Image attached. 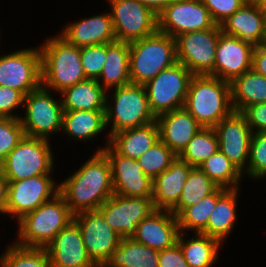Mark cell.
Wrapping results in <instances>:
<instances>
[{
    "label": "cell",
    "mask_w": 266,
    "mask_h": 267,
    "mask_svg": "<svg viewBox=\"0 0 266 267\" xmlns=\"http://www.w3.org/2000/svg\"><path fill=\"white\" fill-rule=\"evenodd\" d=\"M82 164L65 180L59 181V193L74 215L98 210L114 194L111 166L102 152H93Z\"/></svg>",
    "instance_id": "6da1fadb"
},
{
    "label": "cell",
    "mask_w": 266,
    "mask_h": 267,
    "mask_svg": "<svg viewBox=\"0 0 266 267\" xmlns=\"http://www.w3.org/2000/svg\"><path fill=\"white\" fill-rule=\"evenodd\" d=\"M40 43L42 86L59 96L64 89L86 78L80 48L59 34Z\"/></svg>",
    "instance_id": "7a4b0ae2"
},
{
    "label": "cell",
    "mask_w": 266,
    "mask_h": 267,
    "mask_svg": "<svg viewBox=\"0 0 266 267\" xmlns=\"http://www.w3.org/2000/svg\"><path fill=\"white\" fill-rule=\"evenodd\" d=\"M110 91V92H109ZM107 91L106 93V127L108 139L95 152H102L109 144L110 136L123 130L141 127L156 121L151 112L146 90L143 85L128 84ZM111 95V96H110Z\"/></svg>",
    "instance_id": "3957f363"
},
{
    "label": "cell",
    "mask_w": 266,
    "mask_h": 267,
    "mask_svg": "<svg viewBox=\"0 0 266 267\" xmlns=\"http://www.w3.org/2000/svg\"><path fill=\"white\" fill-rule=\"evenodd\" d=\"M184 108L203 127H215L234 111L230 82L211 75H193Z\"/></svg>",
    "instance_id": "277c9868"
},
{
    "label": "cell",
    "mask_w": 266,
    "mask_h": 267,
    "mask_svg": "<svg viewBox=\"0 0 266 267\" xmlns=\"http://www.w3.org/2000/svg\"><path fill=\"white\" fill-rule=\"evenodd\" d=\"M73 220L74 214L59 193L17 221L14 243L22 247L45 248Z\"/></svg>",
    "instance_id": "5b68a950"
},
{
    "label": "cell",
    "mask_w": 266,
    "mask_h": 267,
    "mask_svg": "<svg viewBox=\"0 0 266 267\" xmlns=\"http://www.w3.org/2000/svg\"><path fill=\"white\" fill-rule=\"evenodd\" d=\"M130 80L144 85L177 62L176 39L160 31L129 43Z\"/></svg>",
    "instance_id": "8992f818"
},
{
    "label": "cell",
    "mask_w": 266,
    "mask_h": 267,
    "mask_svg": "<svg viewBox=\"0 0 266 267\" xmlns=\"http://www.w3.org/2000/svg\"><path fill=\"white\" fill-rule=\"evenodd\" d=\"M50 141L24 136L0 166L7 181H19L53 173L57 163L54 164L56 160Z\"/></svg>",
    "instance_id": "52a82bcc"
},
{
    "label": "cell",
    "mask_w": 266,
    "mask_h": 267,
    "mask_svg": "<svg viewBox=\"0 0 266 267\" xmlns=\"http://www.w3.org/2000/svg\"><path fill=\"white\" fill-rule=\"evenodd\" d=\"M52 93L41 85L24 97L21 111L25 112L19 119L25 136L50 140L53 135L61 133L62 101L61 97L56 99Z\"/></svg>",
    "instance_id": "ba28073f"
},
{
    "label": "cell",
    "mask_w": 266,
    "mask_h": 267,
    "mask_svg": "<svg viewBox=\"0 0 266 267\" xmlns=\"http://www.w3.org/2000/svg\"><path fill=\"white\" fill-rule=\"evenodd\" d=\"M192 76L183 64L176 62L143 85L155 117L184 107Z\"/></svg>",
    "instance_id": "9c48e42d"
},
{
    "label": "cell",
    "mask_w": 266,
    "mask_h": 267,
    "mask_svg": "<svg viewBox=\"0 0 266 267\" xmlns=\"http://www.w3.org/2000/svg\"><path fill=\"white\" fill-rule=\"evenodd\" d=\"M117 41L133 42L158 30V17L139 0H107Z\"/></svg>",
    "instance_id": "30bf717a"
},
{
    "label": "cell",
    "mask_w": 266,
    "mask_h": 267,
    "mask_svg": "<svg viewBox=\"0 0 266 267\" xmlns=\"http://www.w3.org/2000/svg\"><path fill=\"white\" fill-rule=\"evenodd\" d=\"M220 25L208 30L194 31L177 36V62L183 64L193 75L214 76V62Z\"/></svg>",
    "instance_id": "8fae6325"
},
{
    "label": "cell",
    "mask_w": 266,
    "mask_h": 267,
    "mask_svg": "<svg viewBox=\"0 0 266 267\" xmlns=\"http://www.w3.org/2000/svg\"><path fill=\"white\" fill-rule=\"evenodd\" d=\"M41 85L39 46L9 51V53L0 55V86L17 89L26 96Z\"/></svg>",
    "instance_id": "7c38bea8"
},
{
    "label": "cell",
    "mask_w": 266,
    "mask_h": 267,
    "mask_svg": "<svg viewBox=\"0 0 266 267\" xmlns=\"http://www.w3.org/2000/svg\"><path fill=\"white\" fill-rule=\"evenodd\" d=\"M53 174L55 173L8 181L7 216L11 215L17 222L59 194L60 183L52 178Z\"/></svg>",
    "instance_id": "4fadbf2b"
},
{
    "label": "cell",
    "mask_w": 266,
    "mask_h": 267,
    "mask_svg": "<svg viewBox=\"0 0 266 267\" xmlns=\"http://www.w3.org/2000/svg\"><path fill=\"white\" fill-rule=\"evenodd\" d=\"M157 17L158 31L173 38L217 26L201 0H175Z\"/></svg>",
    "instance_id": "5bb4252c"
},
{
    "label": "cell",
    "mask_w": 266,
    "mask_h": 267,
    "mask_svg": "<svg viewBox=\"0 0 266 267\" xmlns=\"http://www.w3.org/2000/svg\"><path fill=\"white\" fill-rule=\"evenodd\" d=\"M152 197H124L113 194L98 211L112 229L123 238H131L136 226L155 211Z\"/></svg>",
    "instance_id": "9a60e30c"
},
{
    "label": "cell",
    "mask_w": 266,
    "mask_h": 267,
    "mask_svg": "<svg viewBox=\"0 0 266 267\" xmlns=\"http://www.w3.org/2000/svg\"><path fill=\"white\" fill-rule=\"evenodd\" d=\"M74 221L80 228L89 258L97 267H103L122 238L98 210L80 212L74 215Z\"/></svg>",
    "instance_id": "2e32d148"
},
{
    "label": "cell",
    "mask_w": 266,
    "mask_h": 267,
    "mask_svg": "<svg viewBox=\"0 0 266 267\" xmlns=\"http://www.w3.org/2000/svg\"><path fill=\"white\" fill-rule=\"evenodd\" d=\"M102 153L111 166L114 194L124 197H152V179L138 160L118 154L109 144Z\"/></svg>",
    "instance_id": "e0dca14e"
},
{
    "label": "cell",
    "mask_w": 266,
    "mask_h": 267,
    "mask_svg": "<svg viewBox=\"0 0 266 267\" xmlns=\"http://www.w3.org/2000/svg\"><path fill=\"white\" fill-rule=\"evenodd\" d=\"M219 150L242 172L249 162V149L253 132L244 115L233 111L214 127Z\"/></svg>",
    "instance_id": "ac0fdd59"
},
{
    "label": "cell",
    "mask_w": 266,
    "mask_h": 267,
    "mask_svg": "<svg viewBox=\"0 0 266 267\" xmlns=\"http://www.w3.org/2000/svg\"><path fill=\"white\" fill-rule=\"evenodd\" d=\"M255 45L235 36L220 33L214 62V77L231 82L252 69Z\"/></svg>",
    "instance_id": "d6986e66"
},
{
    "label": "cell",
    "mask_w": 266,
    "mask_h": 267,
    "mask_svg": "<svg viewBox=\"0 0 266 267\" xmlns=\"http://www.w3.org/2000/svg\"><path fill=\"white\" fill-rule=\"evenodd\" d=\"M45 249L51 267H97L87 254L80 228L74 220Z\"/></svg>",
    "instance_id": "ffe728a7"
},
{
    "label": "cell",
    "mask_w": 266,
    "mask_h": 267,
    "mask_svg": "<svg viewBox=\"0 0 266 267\" xmlns=\"http://www.w3.org/2000/svg\"><path fill=\"white\" fill-rule=\"evenodd\" d=\"M69 44L79 48L116 41L113 21L109 11L66 23L58 33Z\"/></svg>",
    "instance_id": "44dd1931"
},
{
    "label": "cell",
    "mask_w": 266,
    "mask_h": 267,
    "mask_svg": "<svg viewBox=\"0 0 266 267\" xmlns=\"http://www.w3.org/2000/svg\"><path fill=\"white\" fill-rule=\"evenodd\" d=\"M177 217L170 210L156 209L136 226L134 241L155 250H163L177 243Z\"/></svg>",
    "instance_id": "7402d4cb"
},
{
    "label": "cell",
    "mask_w": 266,
    "mask_h": 267,
    "mask_svg": "<svg viewBox=\"0 0 266 267\" xmlns=\"http://www.w3.org/2000/svg\"><path fill=\"white\" fill-rule=\"evenodd\" d=\"M159 138L177 156L203 127L184 107L156 117Z\"/></svg>",
    "instance_id": "603a6c76"
},
{
    "label": "cell",
    "mask_w": 266,
    "mask_h": 267,
    "mask_svg": "<svg viewBox=\"0 0 266 267\" xmlns=\"http://www.w3.org/2000/svg\"><path fill=\"white\" fill-rule=\"evenodd\" d=\"M220 28L223 33L253 45L266 43L264 13L254 2L246 1L239 10L220 24Z\"/></svg>",
    "instance_id": "cb8c5ba5"
},
{
    "label": "cell",
    "mask_w": 266,
    "mask_h": 267,
    "mask_svg": "<svg viewBox=\"0 0 266 267\" xmlns=\"http://www.w3.org/2000/svg\"><path fill=\"white\" fill-rule=\"evenodd\" d=\"M191 168V165L177 157L168 169L152 180V199L155 209L171 211L178 204Z\"/></svg>",
    "instance_id": "d4e9b609"
},
{
    "label": "cell",
    "mask_w": 266,
    "mask_h": 267,
    "mask_svg": "<svg viewBox=\"0 0 266 267\" xmlns=\"http://www.w3.org/2000/svg\"><path fill=\"white\" fill-rule=\"evenodd\" d=\"M107 131L105 111H64L62 118V135L70 141L82 143L94 141L97 136ZM63 132V133H62Z\"/></svg>",
    "instance_id": "484cf974"
},
{
    "label": "cell",
    "mask_w": 266,
    "mask_h": 267,
    "mask_svg": "<svg viewBox=\"0 0 266 267\" xmlns=\"http://www.w3.org/2000/svg\"><path fill=\"white\" fill-rule=\"evenodd\" d=\"M107 91L97 79H85L60 92L63 111H105Z\"/></svg>",
    "instance_id": "4316f807"
},
{
    "label": "cell",
    "mask_w": 266,
    "mask_h": 267,
    "mask_svg": "<svg viewBox=\"0 0 266 267\" xmlns=\"http://www.w3.org/2000/svg\"><path fill=\"white\" fill-rule=\"evenodd\" d=\"M157 121L150 124L123 130L110 136L109 145L122 156L137 160L158 141Z\"/></svg>",
    "instance_id": "83f0119b"
},
{
    "label": "cell",
    "mask_w": 266,
    "mask_h": 267,
    "mask_svg": "<svg viewBox=\"0 0 266 267\" xmlns=\"http://www.w3.org/2000/svg\"><path fill=\"white\" fill-rule=\"evenodd\" d=\"M129 43L114 41L107 43V57L98 83L109 91L131 83Z\"/></svg>",
    "instance_id": "f1b7e54d"
},
{
    "label": "cell",
    "mask_w": 266,
    "mask_h": 267,
    "mask_svg": "<svg viewBox=\"0 0 266 267\" xmlns=\"http://www.w3.org/2000/svg\"><path fill=\"white\" fill-rule=\"evenodd\" d=\"M239 191H241L240 188L228 189L218 199L213 212L210 214L207 227L201 234L216 238L222 244L227 238H230L238 216Z\"/></svg>",
    "instance_id": "f546056e"
},
{
    "label": "cell",
    "mask_w": 266,
    "mask_h": 267,
    "mask_svg": "<svg viewBox=\"0 0 266 267\" xmlns=\"http://www.w3.org/2000/svg\"><path fill=\"white\" fill-rule=\"evenodd\" d=\"M177 243L190 267H214L223 245L218 239L208 235L194 233L189 237V233L183 232L179 233Z\"/></svg>",
    "instance_id": "4dcf8cb0"
},
{
    "label": "cell",
    "mask_w": 266,
    "mask_h": 267,
    "mask_svg": "<svg viewBox=\"0 0 266 267\" xmlns=\"http://www.w3.org/2000/svg\"><path fill=\"white\" fill-rule=\"evenodd\" d=\"M230 88L234 111L242 112L250 105L266 102V77L253 69L235 77Z\"/></svg>",
    "instance_id": "1f68e13d"
},
{
    "label": "cell",
    "mask_w": 266,
    "mask_h": 267,
    "mask_svg": "<svg viewBox=\"0 0 266 267\" xmlns=\"http://www.w3.org/2000/svg\"><path fill=\"white\" fill-rule=\"evenodd\" d=\"M159 251L123 238L103 267H158Z\"/></svg>",
    "instance_id": "d6a6232c"
},
{
    "label": "cell",
    "mask_w": 266,
    "mask_h": 267,
    "mask_svg": "<svg viewBox=\"0 0 266 267\" xmlns=\"http://www.w3.org/2000/svg\"><path fill=\"white\" fill-rule=\"evenodd\" d=\"M218 187L213 193L201 199L198 203L185 208L178 216L179 231L183 233H202L206 227L218 199L227 191ZM190 231V232H189Z\"/></svg>",
    "instance_id": "836d02e7"
},
{
    "label": "cell",
    "mask_w": 266,
    "mask_h": 267,
    "mask_svg": "<svg viewBox=\"0 0 266 267\" xmlns=\"http://www.w3.org/2000/svg\"><path fill=\"white\" fill-rule=\"evenodd\" d=\"M199 168L218 187L226 189L241 187L243 173L220 150L209 156Z\"/></svg>",
    "instance_id": "e575fe53"
},
{
    "label": "cell",
    "mask_w": 266,
    "mask_h": 267,
    "mask_svg": "<svg viewBox=\"0 0 266 267\" xmlns=\"http://www.w3.org/2000/svg\"><path fill=\"white\" fill-rule=\"evenodd\" d=\"M218 150L219 141L214 127H202L178 155V158L192 167H199Z\"/></svg>",
    "instance_id": "d590c367"
},
{
    "label": "cell",
    "mask_w": 266,
    "mask_h": 267,
    "mask_svg": "<svg viewBox=\"0 0 266 267\" xmlns=\"http://www.w3.org/2000/svg\"><path fill=\"white\" fill-rule=\"evenodd\" d=\"M218 186L199 168L192 167L178 204L171 210L177 217L185 208L213 193Z\"/></svg>",
    "instance_id": "8d00e7d4"
},
{
    "label": "cell",
    "mask_w": 266,
    "mask_h": 267,
    "mask_svg": "<svg viewBox=\"0 0 266 267\" xmlns=\"http://www.w3.org/2000/svg\"><path fill=\"white\" fill-rule=\"evenodd\" d=\"M12 241L0 255V267H51L45 248L22 247Z\"/></svg>",
    "instance_id": "74e56055"
},
{
    "label": "cell",
    "mask_w": 266,
    "mask_h": 267,
    "mask_svg": "<svg viewBox=\"0 0 266 267\" xmlns=\"http://www.w3.org/2000/svg\"><path fill=\"white\" fill-rule=\"evenodd\" d=\"M178 156L160 139L137 160L152 180L168 169Z\"/></svg>",
    "instance_id": "f35d334b"
},
{
    "label": "cell",
    "mask_w": 266,
    "mask_h": 267,
    "mask_svg": "<svg viewBox=\"0 0 266 267\" xmlns=\"http://www.w3.org/2000/svg\"><path fill=\"white\" fill-rule=\"evenodd\" d=\"M245 175L255 181L266 178V132H254L252 134L249 162L243 177Z\"/></svg>",
    "instance_id": "ab89813d"
},
{
    "label": "cell",
    "mask_w": 266,
    "mask_h": 267,
    "mask_svg": "<svg viewBox=\"0 0 266 267\" xmlns=\"http://www.w3.org/2000/svg\"><path fill=\"white\" fill-rule=\"evenodd\" d=\"M24 136L20 119L0 118V166Z\"/></svg>",
    "instance_id": "60d3db41"
},
{
    "label": "cell",
    "mask_w": 266,
    "mask_h": 267,
    "mask_svg": "<svg viewBox=\"0 0 266 267\" xmlns=\"http://www.w3.org/2000/svg\"><path fill=\"white\" fill-rule=\"evenodd\" d=\"M82 67L86 78L98 79L107 57V43L80 48Z\"/></svg>",
    "instance_id": "b9f144b4"
},
{
    "label": "cell",
    "mask_w": 266,
    "mask_h": 267,
    "mask_svg": "<svg viewBox=\"0 0 266 267\" xmlns=\"http://www.w3.org/2000/svg\"><path fill=\"white\" fill-rule=\"evenodd\" d=\"M25 95L14 88L0 86V118L19 119L21 114L16 110L23 108Z\"/></svg>",
    "instance_id": "7bdbcfd3"
},
{
    "label": "cell",
    "mask_w": 266,
    "mask_h": 267,
    "mask_svg": "<svg viewBox=\"0 0 266 267\" xmlns=\"http://www.w3.org/2000/svg\"><path fill=\"white\" fill-rule=\"evenodd\" d=\"M247 0H201L213 21L220 25L239 10Z\"/></svg>",
    "instance_id": "ee69618b"
},
{
    "label": "cell",
    "mask_w": 266,
    "mask_h": 267,
    "mask_svg": "<svg viewBox=\"0 0 266 267\" xmlns=\"http://www.w3.org/2000/svg\"><path fill=\"white\" fill-rule=\"evenodd\" d=\"M241 113L253 133L266 132V102L250 105Z\"/></svg>",
    "instance_id": "f6af8a7d"
},
{
    "label": "cell",
    "mask_w": 266,
    "mask_h": 267,
    "mask_svg": "<svg viewBox=\"0 0 266 267\" xmlns=\"http://www.w3.org/2000/svg\"><path fill=\"white\" fill-rule=\"evenodd\" d=\"M158 267H190L178 243L159 251Z\"/></svg>",
    "instance_id": "bcb514c9"
},
{
    "label": "cell",
    "mask_w": 266,
    "mask_h": 267,
    "mask_svg": "<svg viewBox=\"0 0 266 267\" xmlns=\"http://www.w3.org/2000/svg\"><path fill=\"white\" fill-rule=\"evenodd\" d=\"M252 69L266 77V43L255 45L253 50Z\"/></svg>",
    "instance_id": "7dc6e473"
},
{
    "label": "cell",
    "mask_w": 266,
    "mask_h": 267,
    "mask_svg": "<svg viewBox=\"0 0 266 267\" xmlns=\"http://www.w3.org/2000/svg\"><path fill=\"white\" fill-rule=\"evenodd\" d=\"M8 183L0 167V214L4 216L7 215Z\"/></svg>",
    "instance_id": "c3c4849f"
},
{
    "label": "cell",
    "mask_w": 266,
    "mask_h": 267,
    "mask_svg": "<svg viewBox=\"0 0 266 267\" xmlns=\"http://www.w3.org/2000/svg\"><path fill=\"white\" fill-rule=\"evenodd\" d=\"M139 1L148 8H150L156 15H158L175 0H139Z\"/></svg>",
    "instance_id": "681fc988"
},
{
    "label": "cell",
    "mask_w": 266,
    "mask_h": 267,
    "mask_svg": "<svg viewBox=\"0 0 266 267\" xmlns=\"http://www.w3.org/2000/svg\"><path fill=\"white\" fill-rule=\"evenodd\" d=\"M262 11L266 8V0H256L254 2Z\"/></svg>",
    "instance_id": "f907efd6"
},
{
    "label": "cell",
    "mask_w": 266,
    "mask_h": 267,
    "mask_svg": "<svg viewBox=\"0 0 266 267\" xmlns=\"http://www.w3.org/2000/svg\"><path fill=\"white\" fill-rule=\"evenodd\" d=\"M264 13V20H265V27H266V8L263 10Z\"/></svg>",
    "instance_id": "816d5d0a"
},
{
    "label": "cell",
    "mask_w": 266,
    "mask_h": 267,
    "mask_svg": "<svg viewBox=\"0 0 266 267\" xmlns=\"http://www.w3.org/2000/svg\"><path fill=\"white\" fill-rule=\"evenodd\" d=\"M248 2H255L256 0H247Z\"/></svg>",
    "instance_id": "f5cc1de1"
}]
</instances>
